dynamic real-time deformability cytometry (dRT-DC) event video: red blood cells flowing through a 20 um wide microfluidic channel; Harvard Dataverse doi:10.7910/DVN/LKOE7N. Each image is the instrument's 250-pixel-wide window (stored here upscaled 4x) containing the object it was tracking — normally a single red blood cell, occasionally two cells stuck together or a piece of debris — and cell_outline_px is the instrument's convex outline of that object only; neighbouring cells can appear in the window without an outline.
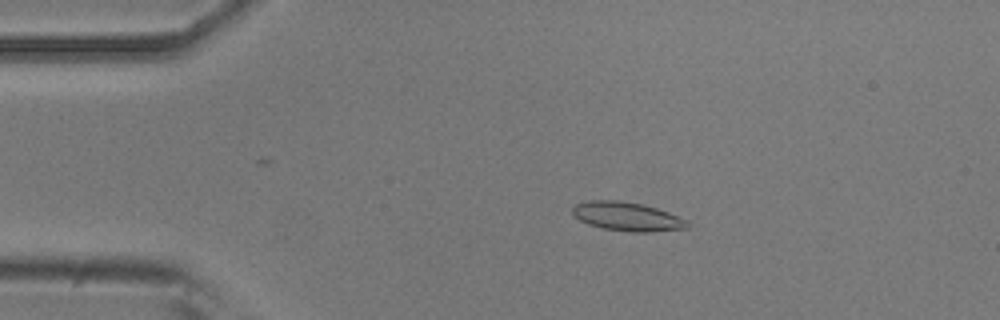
{"species": "common noctule bat (a hibernating species)", "species_latin": "Nyctalus noctula", "temperature_condition": "room temperature", "stored_images_in_passage": 52, "camera_frame_rate_fps": 3000, "um_per_image_px": 0.085, "animal": {"sex": "male", "body_mass_g": 20.5, "forearm_length_mm": 52.5}, "frame": {"image": 1, "passage_image": 10, "time_ms": 3.0, "image_size_px": [1000, 320], "cell_outline_px": [[692, 224], [688, 228], [652, 232], [628, 232], [604, 228], [588, 224], [572, 216], [572, 208], [576, 204], [588, 200], [616, 200], [640, 204], [656, 208], [668, 212], [688, 220]], "centroid_in_image_um": [53.32, 18.41], "position_along_channel_um": 31.7, "area_um2": 19.42}}
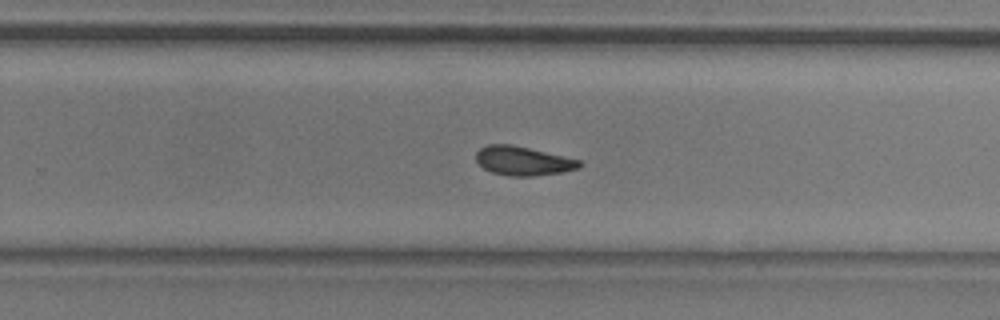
{"frame": {"image": 2, "passage_image": 33, "time_ms": 10.667, "image_size_px": [1000, 320], "cell_outline_px": [[584, 164], [580, 168], [564, 172], [532, 176], [508, 176], [492, 172], [484, 168], [476, 160], [476, 152], [480, 148], [488, 144], [512, 144], [580, 160]], "centroid_in_image_um": [44.48, 13.68], "position_along_channel_um": 285.3, "area_um2": 17.51}}
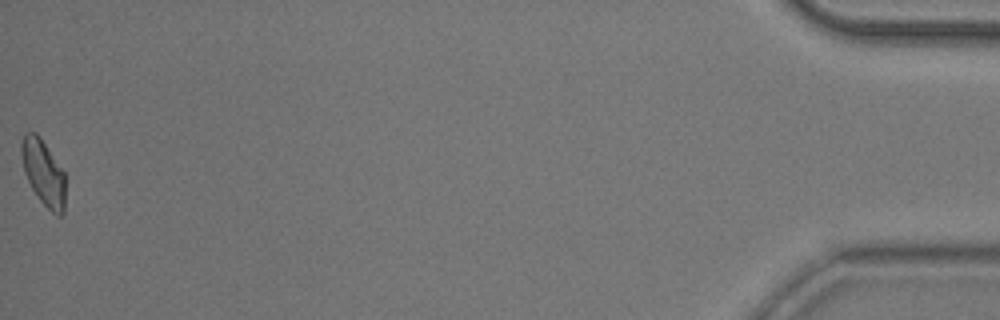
{"frame": {"image": 3, "passage_image": 52, "time_ms": 17.0, "image_size_px": [1000, 320], "cell_outline_px": [[64, 212], [60, 216], [56, 216], [40, 200], [32, 188], [24, 172], [20, 152], [20, 144], [24, 136], [28, 132], [36, 132], [40, 136], [64, 172]], "centroid_in_image_um": [3.67, 14.66], "position_along_channel_um": 431.5, "area_um2": 16.65}, "authors_computed_cell_mechanics": {"area_um2": 17.8891, "velocity_mm_per_s": 3.8871, "shape_relaxation_time_tau1_ms": 5.0338, "shape_relaxation_time_tau2_ms": 3.6534, "deformation_change_tau1": 0.1338, "deformation_change_tau2": 0.0782}}